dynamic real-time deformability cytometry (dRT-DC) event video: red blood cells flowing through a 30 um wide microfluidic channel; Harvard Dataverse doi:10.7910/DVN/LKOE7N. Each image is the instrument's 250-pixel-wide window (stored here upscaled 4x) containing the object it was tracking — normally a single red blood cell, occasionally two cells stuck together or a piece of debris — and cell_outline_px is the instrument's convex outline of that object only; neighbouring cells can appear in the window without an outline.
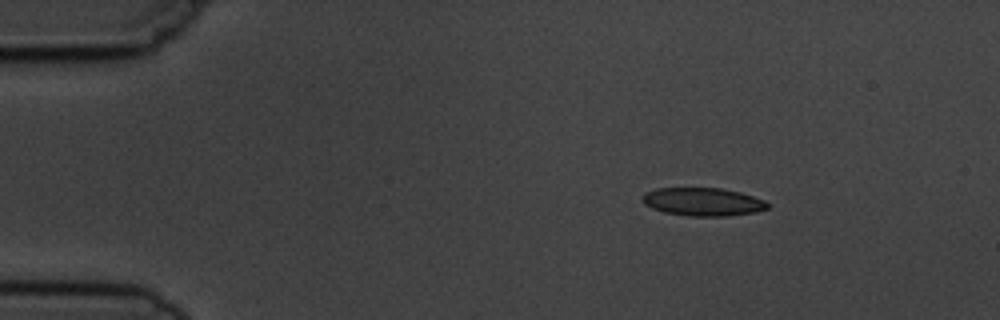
{"species": "common noctule bat (a hibernating species)", "species_latin": "Nyctalus noctula", "temperature_condition": "cold", "stored_images_in_passage": 5, "camera_frame_rate_fps": 3000, "um_per_image_px": 0.085, "animal": {"sex": "male", "body_mass_g": 19.5, "forearm_length_mm": 54.6}, "frame": {"image": 1, "passage_image": 1, "time_ms": 0.0, "image_size_px": [1000, 320], "cell_outline_px": [[768, 208], [756, 212], [728, 216], [688, 216], [664, 212], [652, 208], [644, 204], [640, 200], [644, 192], [656, 188], [720, 188], [740, 192], [764, 200], [768, 204]], "centroid_in_image_um": [59.7, 17.15], "position_along_channel_um": 25.3, "area_um2": 20.63}}
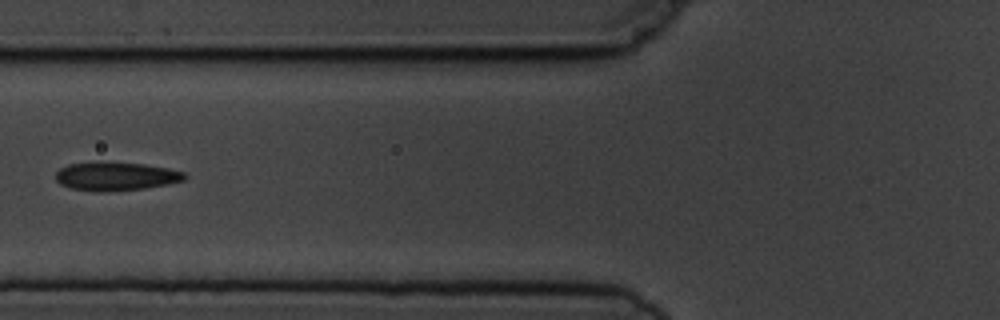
{"frame": {"image": 2, "passage_image": 4, "time_ms": 4.333, "image_size_px": [1000, 320], "cell_outline_px": [[188, 176], [184, 180], [168, 184], [144, 188], [104, 192], [72, 188], [60, 184], [56, 180], [56, 172], [60, 168], [68, 164], [92, 160], [100, 160], [144, 164], [168, 168], [184, 172]], "centroid_in_image_um": [9.82, 14.95], "position_along_channel_um": 116.0, "area_um2": 21.85}}
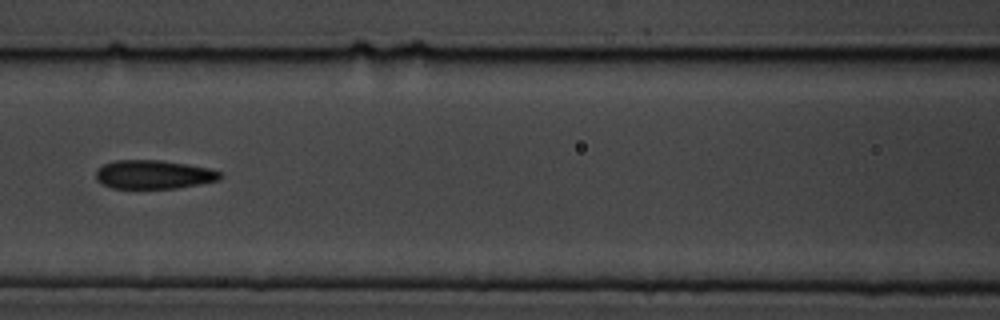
{"frame": {"image": 3, "passage_image": 5, "time_ms": 5.333, "image_size_px": [1000, 320], "cell_outline_px": [[224, 176], [220, 180], [200, 184], [176, 188], [112, 188], [96, 180], [96, 168], [112, 160], [160, 160], [208, 168], [220, 172]], "centroid_in_image_um": [13.05, 14.83], "position_along_channel_um": 153.6, "area_um2": 20.81}}